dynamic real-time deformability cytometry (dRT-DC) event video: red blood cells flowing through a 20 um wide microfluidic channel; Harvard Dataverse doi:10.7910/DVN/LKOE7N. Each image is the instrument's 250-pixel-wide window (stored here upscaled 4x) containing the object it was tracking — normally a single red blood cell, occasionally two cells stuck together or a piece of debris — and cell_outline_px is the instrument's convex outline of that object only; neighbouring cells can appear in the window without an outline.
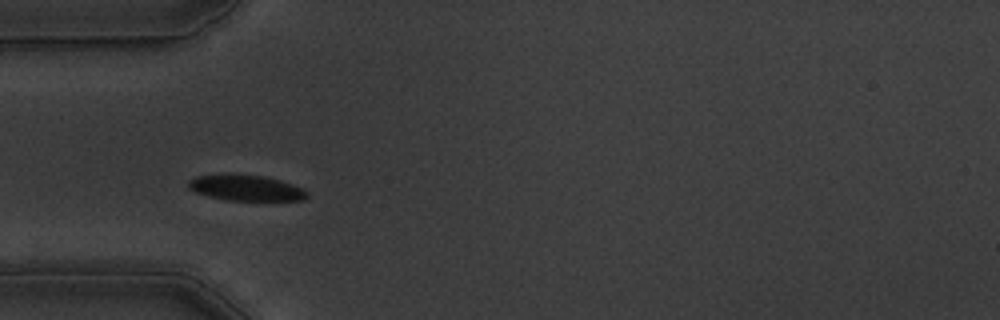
{"species": "common noctule bat (a hibernating species)", "species_latin": "Nyctalus noctula", "temperature_condition": "warm", "stored_images_in_passage": 38, "camera_frame_rate_fps": 3000, "um_per_image_px": 0.085, "animal": {"sex": "male", "body_mass_g": 19.5, "forearm_length_mm": 54.6}, "frame": {"image": 1, "passage_image": 6, "time_ms": 1.667, "image_size_px": [1000, 320], "cell_outline_px": [[308, 196], [304, 200], [224, 200], [208, 196], [196, 192], [188, 188], [188, 180], [196, 176], [232, 172], [264, 176], [280, 180], [304, 188], [308, 192]], "centroid_in_image_um": [20.88, 15.94], "position_along_channel_um": 64.1, "area_um2": 18.26}, "authors_computed_cell_mechanics": {"area_um2": 18.9295, "velocity_mm_per_s": 3.4796, "shape_relaxation_time_tau1_ms": 3.8635, "shape_relaxation_time_tau2_ms": null, "deformation_change_tau1": 0.1284, "deformation_change_tau2": null}}